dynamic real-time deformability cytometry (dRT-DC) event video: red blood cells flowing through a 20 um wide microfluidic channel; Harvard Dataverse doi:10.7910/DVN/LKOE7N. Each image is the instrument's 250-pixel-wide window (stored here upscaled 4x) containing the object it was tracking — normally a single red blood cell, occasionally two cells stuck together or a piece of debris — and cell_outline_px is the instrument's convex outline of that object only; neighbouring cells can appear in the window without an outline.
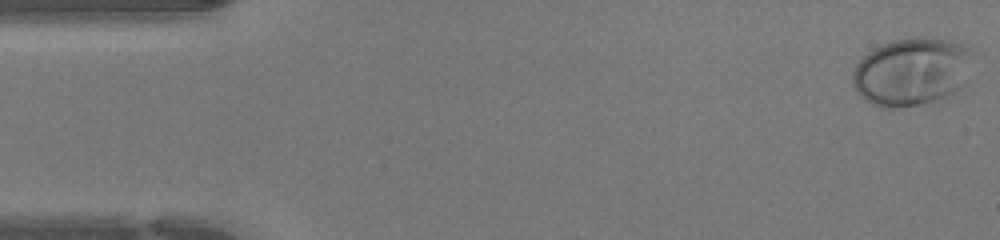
{"species": "human", "species_latin": "Homo sapiens", "temperature_condition": "warm", "stored_images_in_passage": 47, "camera_frame_rate_fps": 3000, "um_per_image_px": 0.085, "donor": {"sex": "female"}, "frame": {"image": 1, "passage_image": 1, "time_ms": 0.0, "image_size_px": [1000, 240], "cell_outline_px": [[968, 52], [964, 84], [960, 88], [948, 96], [936, 100], [920, 104], [896, 108], [888, 108], [872, 104], [860, 96], [856, 92], [852, 84], [852, 72], [856, 64], [872, 48], [892, 40], [924, 36], [952, 40], [968, 48]], "centroid_in_image_um": [77.4, 6.09], "position_along_channel_um": 7.6, "area_um2": 47.16}}
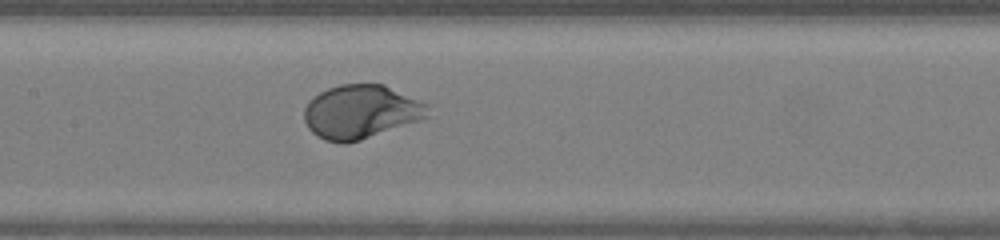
{"frame": {"image": 2, "passage_image": 22, "time_ms": 7.0, "image_size_px": [1000, 240], "cell_outline_px": [[432, 104], [428, 116], [420, 120], [360, 140], [344, 144], [340, 144], [324, 140], [316, 136], [308, 128], [304, 120], [304, 108], [320, 92], [328, 88], [340, 84], [384, 84]], "centroid_in_image_um": [30.72, 9.5], "position_along_channel_um": 176.7, "area_um2": 39.02}}
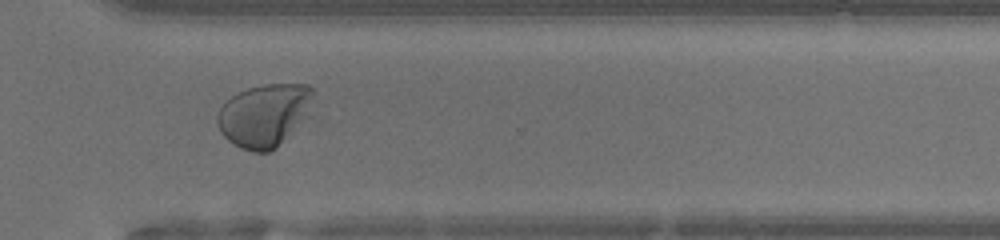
{"frame": {"image": 3, "passage_image": 34, "time_ms": 11.0, "image_size_px": [1000, 240], "cell_outline_px": [[316, 92], [308, 116], [272, 152], [252, 152], [240, 148], [232, 144], [220, 132], [216, 120], [216, 116], [220, 108], [236, 92], [248, 88], [264, 84], [308, 84]], "centroid_in_image_um": [22.48, 9.79], "position_along_channel_um": 348.1, "area_um2": 35.55}, "authors_computed_cell_mechanics": {"area_um2": 38.9572, "velocity_mm_per_s": 4.2792, "shape_relaxation_time_tau1_ms": 3.0463, "shape_relaxation_time_tau2_ms": null, "deformation_change_tau1": 0.2083, "deformation_change_tau2": null}}